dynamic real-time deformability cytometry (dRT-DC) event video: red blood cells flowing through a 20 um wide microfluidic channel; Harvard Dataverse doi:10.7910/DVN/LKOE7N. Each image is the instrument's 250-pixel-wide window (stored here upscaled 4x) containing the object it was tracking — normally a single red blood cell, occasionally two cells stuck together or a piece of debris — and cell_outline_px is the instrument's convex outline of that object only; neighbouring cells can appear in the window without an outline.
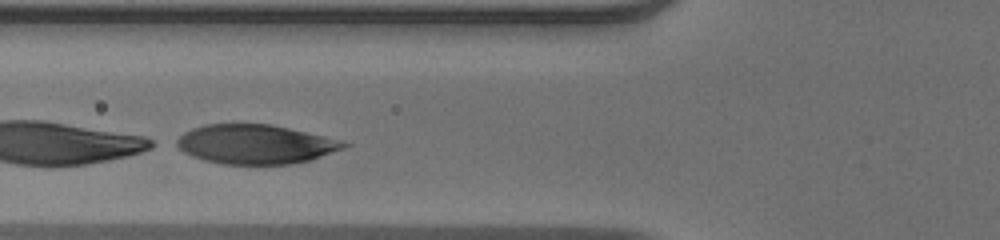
{"species": "human", "species_latin": "Homo sapiens", "temperature_condition": "warm", "stored_images_in_passage": 31, "camera_frame_rate_fps": 3000, "um_per_image_px": 0.085, "donor": {"sex": "male"}, "frame": {"image": 1, "passage_image": 8, "time_ms": 2.333, "image_size_px": [1000, 240], "cell_outline_px": [[352, 144], [344, 148], [308, 160], [288, 164], [220, 164], [204, 160], [192, 156], [184, 152], [172, 144], [184, 132], [192, 128], [204, 124], [272, 124], [344, 140]], "centroid_in_image_um": [21.69, 12.25], "position_along_channel_um": 104.1, "area_um2": 38.44}}
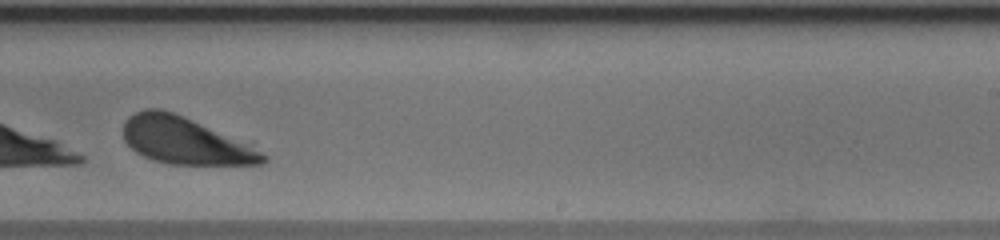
{"frame": {"image": 2, "passage_image": 21, "time_ms": 6.667, "image_size_px": [1000, 240], "cell_outline_px": [[268, 160], [264, 164], [168, 164], [152, 160], [136, 152], [124, 140], [124, 120], [128, 116], [144, 108], [160, 108], [184, 116], [252, 144], [268, 156]], "centroid_in_image_um": [15.76, 11.95], "position_along_channel_um": 273.2, "area_um2": 38.38}}
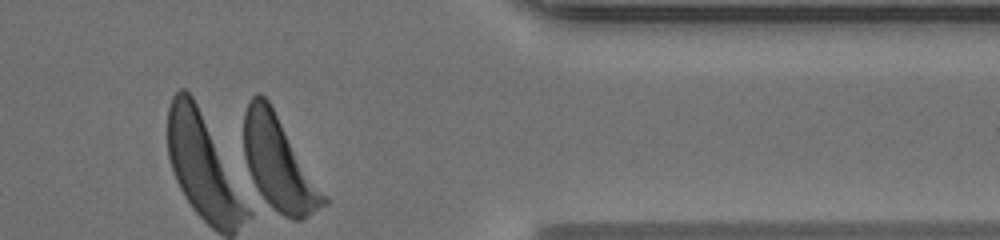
{"frame": {"image": 3, "passage_image": 31, "time_ms": 10.0, "image_size_px": [1000, 240], "cell_outline_px": [[328, 204], [300, 220], [292, 220], [284, 216], [272, 208], [268, 204], [252, 180], [244, 156], [244, 112], [248, 100], [256, 92], [260, 92], [268, 100], [328, 200]], "centroid_in_image_um": [23.66, 13.88], "position_along_channel_um": 387.7, "area_um2": 42.6}, "authors_computed_cell_mechanics": {"area_um2": 40.9224, "velocity_mm_per_s": 3.9098, "shape_relaxation_time_tau1_ms": 1.0127, "shape_relaxation_time_tau2_ms": null, "deformation_change_tau1": 0.3259, "deformation_change_tau2": null}}